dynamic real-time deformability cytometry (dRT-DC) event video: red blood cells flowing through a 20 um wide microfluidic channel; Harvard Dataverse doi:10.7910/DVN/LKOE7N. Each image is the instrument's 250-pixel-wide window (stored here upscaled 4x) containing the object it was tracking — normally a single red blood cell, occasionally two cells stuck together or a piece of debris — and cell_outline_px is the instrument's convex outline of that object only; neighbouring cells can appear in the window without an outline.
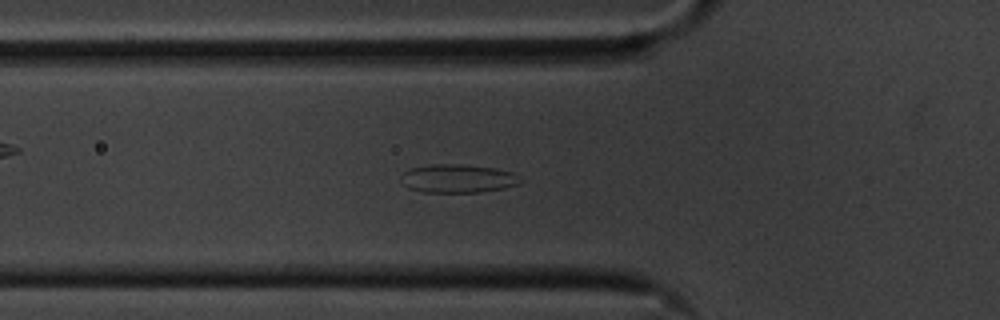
{"species": "common noctule bat (a hibernating species)", "species_latin": "Nyctalus noctula", "temperature_condition": "cold", "stored_images_in_passage": 42, "camera_frame_rate_fps": 3000, "um_per_image_px": 0.085, "animal": {"sex": "male", "body_mass_g": 20.1, "forearm_length_mm": 53.5}, "frame": {"image": 1, "passage_image": 4, "time_ms": 1.0, "image_size_px": [1000, 320], "cell_outline_px": [[524, 180], [520, 184], [504, 188], [480, 192], [424, 192], [408, 188], [404, 184], [404, 172], [412, 168], [432, 164], [460, 164], [492, 168], [512, 172]], "centroid_in_image_um": [38.98, 15.18], "position_along_channel_um": 86.8, "area_um2": 19.54}}
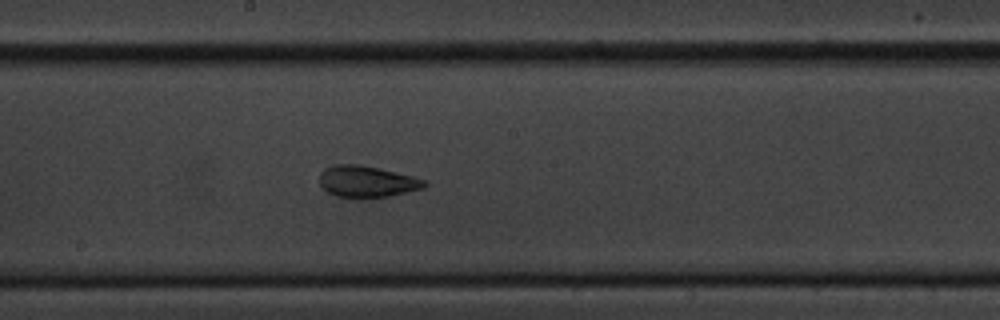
{"frame": {"image": 2, "passage_image": 15, "time_ms": 4.667, "image_size_px": [1000, 320], "cell_outline_px": [[428, 184], [424, 188], [388, 196], [336, 196], [328, 192], [320, 184], [320, 172], [324, 168], [336, 164], [360, 164], [412, 176], [424, 180]], "centroid_in_image_um": [31.17, 15.4], "position_along_channel_um": 217.0, "area_um2": 18.73}}
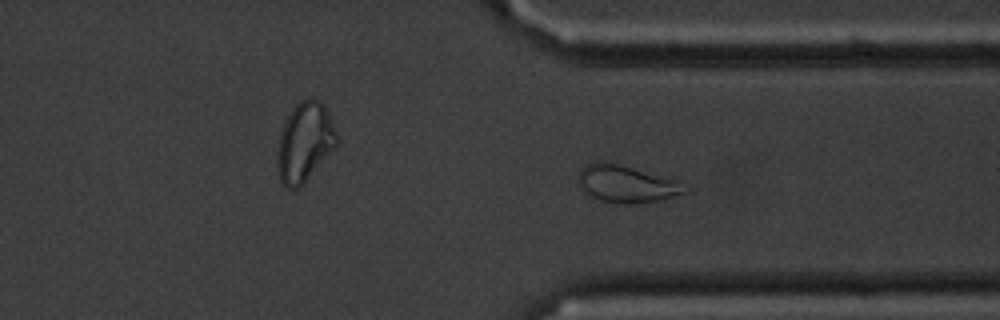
{"frame": {"image": 3, "passage_image": 27, "time_ms": 8.667, "image_size_px": [1000, 320], "cell_outline_px": [[688, 192], [660, 200], [636, 204], [628, 204], [592, 200], [584, 196], [576, 180], [580, 168], [596, 160], [600, 160], [620, 164], [668, 176], [676, 180], [688, 188]], "centroid_in_image_um": [53.17, 15.63], "position_along_channel_um": 358.2, "area_um2": 24.1}, "authors_computed_cell_mechanics": {"area_um2": 19.5942, "velocity_mm_per_s": 3.5301, "shape_relaxation_time_tau1_ms": null, "shape_relaxation_time_tau2_ms": 1.8554, "deformation_change_tau1": null, "deformation_change_tau2": 0.0899}}